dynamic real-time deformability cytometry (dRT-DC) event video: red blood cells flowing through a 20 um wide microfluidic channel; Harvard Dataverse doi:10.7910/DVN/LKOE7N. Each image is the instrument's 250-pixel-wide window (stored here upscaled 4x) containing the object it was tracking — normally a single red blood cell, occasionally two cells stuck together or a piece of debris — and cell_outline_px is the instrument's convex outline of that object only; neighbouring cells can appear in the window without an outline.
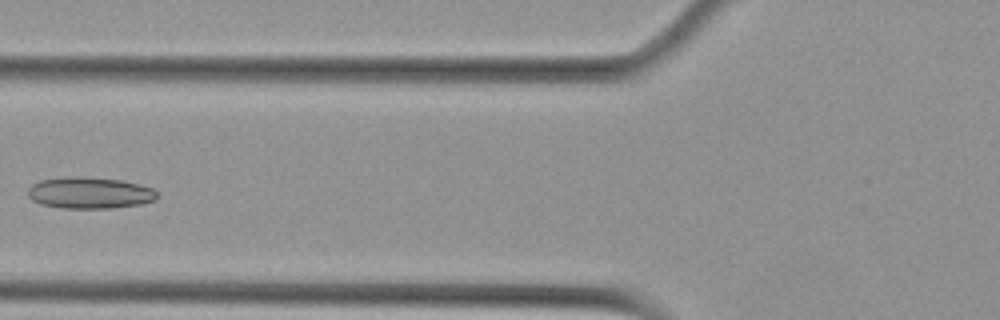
{"species": "Egyptian fruit bat (a non-hibernating species)", "species_latin": "Rousettus aegyptiacus", "temperature_condition": "cold", "stored_images_in_passage": 6, "camera_frame_rate_fps": 3000, "um_per_image_px": 0.085, "animal": {"sex": "female"}, "frame": {"image": 1, "passage_image": 6, "time_ms": 1.667, "image_size_px": [1000, 320], "cell_outline_px": [[156, 200], [140, 204], [112, 208], [60, 208], [40, 204], [32, 200], [28, 196], [28, 188], [32, 184], [40, 180], [68, 176], [80, 176], [120, 180], [152, 188], [156, 192]], "centroid_in_image_um": [7.57, 16.39], "position_along_channel_um": 118.2, "area_um2": 23.7}}